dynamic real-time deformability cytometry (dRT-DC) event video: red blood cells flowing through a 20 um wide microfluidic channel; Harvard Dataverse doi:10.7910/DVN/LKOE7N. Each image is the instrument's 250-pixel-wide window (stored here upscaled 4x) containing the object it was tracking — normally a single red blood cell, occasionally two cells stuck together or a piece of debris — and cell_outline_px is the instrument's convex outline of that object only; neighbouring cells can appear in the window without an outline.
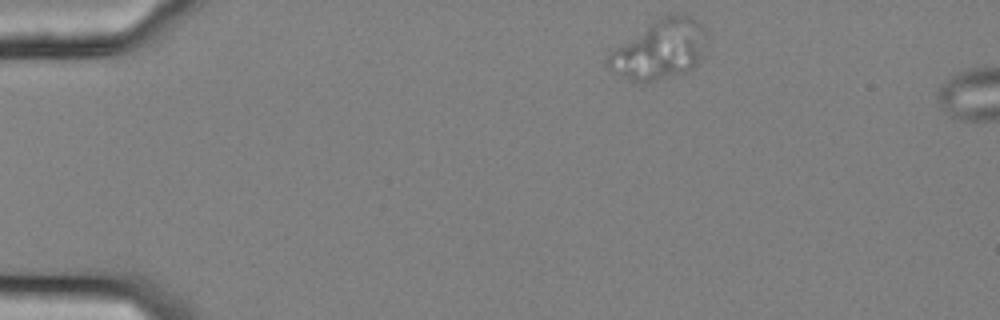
{"species": "common noctule bat (a hibernating species)", "species_latin": "Nyctalus noctula", "temperature_condition": "cold", "stored_images_in_passage": 5, "camera_frame_rate_fps": 3000, "um_per_image_px": 0.085, "animal": {"sex": "female", "body_mass_g": 25.1}, "frame": {"image": 1, "passage_image": 1, "time_ms": 0.0, "image_size_px": [1000, 320], "cell_outline_px": [[708, 36], [704, 48], [696, 64], [688, 72], [676, 76], [644, 84], [632, 80], [624, 76], [604, 64], [604, 60], [608, 48], [660, 16], [668, 12], [680, 12], [692, 16], [704, 28]], "centroid_in_image_um": [56.02, 4.17], "position_along_channel_um": 29.0, "area_um2": 35.55}}